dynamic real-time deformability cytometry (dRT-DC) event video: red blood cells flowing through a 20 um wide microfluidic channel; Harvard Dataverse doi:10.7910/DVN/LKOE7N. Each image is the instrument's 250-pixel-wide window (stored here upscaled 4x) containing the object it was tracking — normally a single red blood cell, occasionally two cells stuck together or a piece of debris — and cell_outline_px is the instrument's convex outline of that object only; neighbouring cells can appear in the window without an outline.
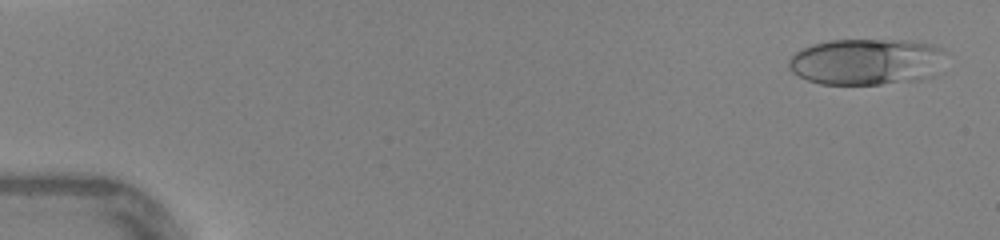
{"species": "human", "species_latin": "Homo sapiens", "temperature_condition": "warm", "stored_images_in_passage": 46, "camera_frame_rate_fps": 3000, "um_per_image_px": 0.085, "donor": {"sex": "female"}, "frame": {"image": 1, "passage_image": 2, "time_ms": 0.333, "image_size_px": [1000, 240], "cell_outline_px": [[944, 52], [932, 76], [920, 80], [880, 84], [820, 84], [808, 80], [792, 72], [788, 68], [788, 60], [800, 48], [812, 44], [828, 40], [908, 40], [932, 44], [944, 48]], "centroid_in_image_um": [73.6, 5.24], "position_along_channel_um": 11.4, "area_um2": 42.43}}
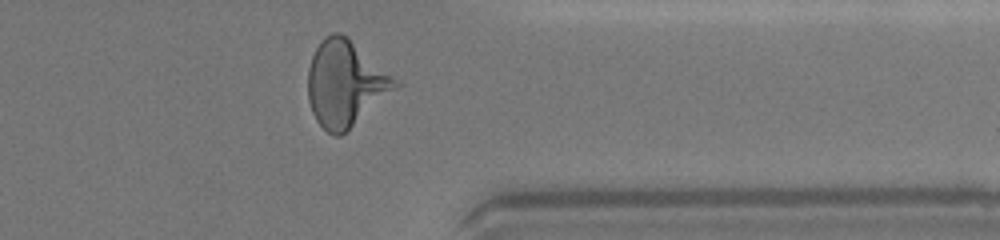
{"frame": {"image": 2, "passage_image": 37, "time_ms": 12.0, "image_size_px": [1000, 240], "cell_outline_px": [[400, 88], [340, 136], [336, 136], [328, 132], [316, 120], [312, 112], [308, 100], [308, 68], [312, 56], [316, 48], [324, 36], [332, 32], [340, 32], [348, 36], [392, 76], [400, 84]], "centroid_in_image_um": [29.35, 7.1], "position_along_channel_um": 382.0, "area_um2": 43.64}}
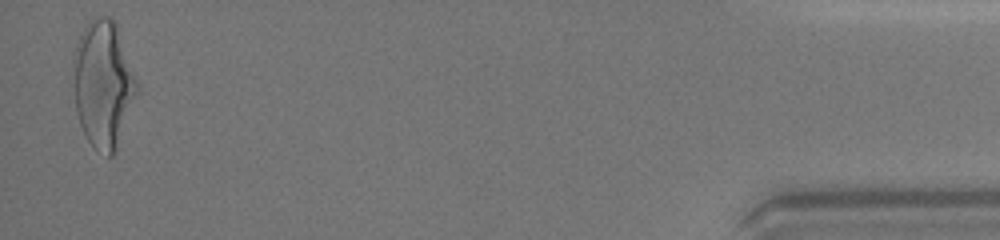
{"frame": {"image": 3, "passage_image": 45, "time_ms": 14.667, "image_size_px": [1000, 240], "cell_outline_px": [[140, 88], [116, 152], [112, 156], [108, 156], [96, 148], [88, 140], [80, 124], [76, 112], [76, 44], [88, 20], [96, 16], [108, 16], [116, 24], [136, 76]], "centroid_in_image_um": [8.84, 7.16], "position_along_channel_um": 426.4, "area_um2": 46.36}, "authors_computed_cell_mechanics": {"area_um2": 41.2981, "velocity_mm_per_s": 4.404, "shape_relaxation_time_tau1_ms": 5.0854, "shape_relaxation_time_tau2_ms": 0.6025, "deformation_change_tau1": 0.223, "deformation_change_tau2": 0.1062}}